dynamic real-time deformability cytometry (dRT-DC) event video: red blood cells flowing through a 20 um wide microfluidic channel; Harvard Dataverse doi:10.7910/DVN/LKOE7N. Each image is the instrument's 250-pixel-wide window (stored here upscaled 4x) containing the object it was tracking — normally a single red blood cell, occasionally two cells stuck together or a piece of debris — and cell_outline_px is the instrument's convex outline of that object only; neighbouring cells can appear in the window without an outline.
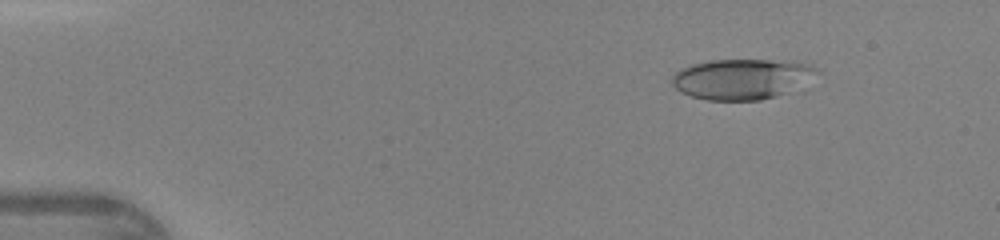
{"species": "human", "species_latin": "Homo sapiens", "temperature_condition": "warm", "stored_images_in_passage": 46, "camera_frame_rate_fps": 3000, "um_per_image_px": 0.085, "donor": {"sex": "female"}, "frame": {"image": 1, "passage_image": 6, "time_ms": 1.667, "image_size_px": [1000, 240], "cell_outline_px": [[820, 72], [784, 92], [760, 100], [708, 100], [692, 96], [676, 88], [672, 84], [672, 76], [680, 68], [692, 64], [712, 60], [768, 60], [804, 64], [816, 68]], "centroid_in_image_um": [62.94, 6.71], "position_along_channel_um": 22.1, "area_um2": 33.0}}
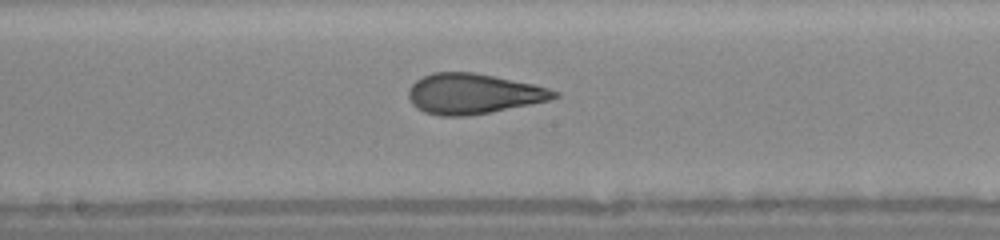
{"frame": {"image": 2, "passage_image": 25, "time_ms": 8.0, "image_size_px": [1000, 240], "cell_outline_px": [[560, 96], [548, 100], [492, 112], [464, 116], [440, 116], [424, 112], [416, 108], [412, 104], [408, 96], [408, 88], [416, 80], [432, 72], [472, 72], [532, 84], [548, 88], [560, 92]], "centroid_in_image_um": [40.19, 7.97], "position_along_channel_um": 208.0, "area_um2": 34.04}}
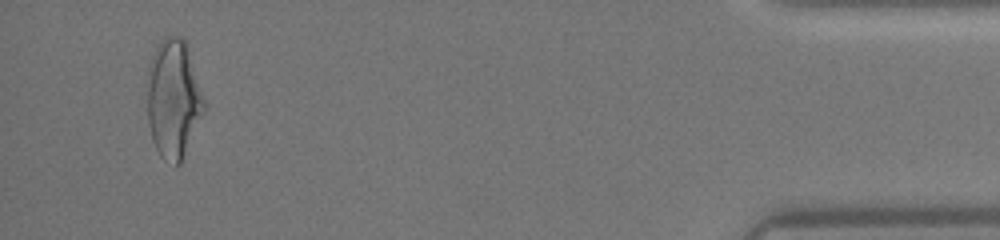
{"frame": {"image": 3, "passage_image": 44, "time_ms": 14.333, "image_size_px": [1000, 240], "cell_outline_px": [[204, 108], [180, 164], [176, 168], [164, 160], [160, 156], [152, 140], [148, 124], [148, 64], [160, 40], [164, 36], [180, 36], [184, 40], [204, 100]], "centroid_in_image_um": [14.69, 8.43], "position_along_channel_um": 420.5, "area_um2": 38.55}, "authors_computed_cell_mechanics": {"area_um2": 33.8997, "velocity_mm_per_s": 4.4013, "shape_relaxation_time_tau1_ms": 4.0071, "shape_relaxation_time_tau2_ms": 0.851, "deformation_change_tau1": 0.197, "deformation_change_tau2": 0.0955}}